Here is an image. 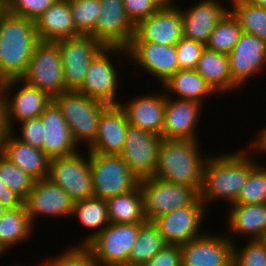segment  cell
Listing matches in <instances>:
<instances>
[{
  "label": "cell",
  "mask_w": 266,
  "mask_h": 266,
  "mask_svg": "<svg viewBox=\"0 0 266 266\" xmlns=\"http://www.w3.org/2000/svg\"><path fill=\"white\" fill-rule=\"evenodd\" d=\"M252 149L210 155L204 165L200 199L208 210L214 201L233 204L248 179L250 171L259 163L253 158ZM250 151V152H248Z\"/></svg>",
  "instance_id": "6da1fadb"
},
{
  "label": "cell",
  "mask_w": 266,
  "mask_h": 266,
  "mask_svg": "<svg viewBox=\"0 0 266 266\" xmlns=\"http://www.w3.org/2000/svg\"><path fill=\"white\" fill-rule=\"evenodd\" d=\"M35 21L0 12V83L21 79L39 42Z\"/></svg>",
  "instance_id": "7a4b0ae2"
},
{
  "label": "cell",
  "mask_w": 266,
  "mask_h": 266,
  "mask_svg": "<svg viewBox=\"0 0 266 266\" xmlns=\"http://www.w3.org/2000/svg\"><path fill=\"white\" fill-rule=\"evenodd\" d=\"M199 145V140L162 139L153 177L192 186L200 192L209 156H203Z\"/></svg>",
  "instance_id": "3957f363"
},
{
  "label": "cell",
  "mask_w": 266,
  "mask_h": 266,
  "mask_svg": "<svg viewBox=\"0 0 266 266\" xmlns=\"http://www.w3.org/2000/svg\"><path fill=\"white\" fill-rule=\"evenodd\" d=\"M53 101L70 127L75 143L81 147L83 142L88 148L96 137L100 114L108 105L76 90L56 95Z\"/></svg>",
  "instance_id": "277c9868"
},
{
  "label": "cell",
  "mask_w": 266,
  "mask_h": 266,
  "mask_svg": "<svg viewBox=\"0 0 266 266\" xmlns=\"http://www.w3.org/2000/svg\"><path fill=\"white\" fill-rule=\"evenodd\" d=\"M147 221L189 205H205L200 192L188 185L176 184L155 177L139 180Z\"/></svg>",
  "instance_id": "5b68a950"
},
{
  "label": "cell",
  "mask_w": 266,
  "mask_h": 266,
  "mask_svg": "<svg viewBox=\"0 0 266 266\" xmlns=\"http://www.w3.org/2000/svg\"><path fill=\"white\" fill-rule=\"evenodd\" d=\"M93 197L108 200L133 190L139 179L130 171L120 154L89 151Z\"/></svg>",
  "instance_id": "8992f818"
},
{
  "label": "cell",
  "mask_w": 266,
  "mask_h": 266,
  "mask_svg": "<svg viewBox=\"0 0 266 266\" xmlns=\"http://www.w3.org/2000/svg\"><path fill=\"white\" fill-rule=\"evenodd\" d=\"M117 53L120 56H126L124 58L129 60L126 49L103 47L89 64L85 80L77 91L107 105H119L117 93L121 87L119 82L122 79L119 78L118 67L115 66L117 65L116 61H112L111 58L114 54L117 56Z\"/></svg>",
  "instance_id": "52a82bcc"
},
{
  "label": "cell",
  "mask_w": 266,
  "mask_h": 266,
  "mask_svg": "<svg viewBox=\"0 0 266 266\" xmlns=\"http://www.w3.org/2000/svg\"><path fill=\"white\" fill-rule=\"evenodd\" d=\"M21 80L47 92L52 98L69 91L65 85L57 41H39L37 43Z\"/></svg>",
  "instance_id": "ba28073f"
},
{
  "label": "cell",
  "mask_w": 266,
  "mask_h": 266,
  "mask_svg": "<svg viewBox=\"0 0 266 266\" xmlns=\"http://www.w3.org/2000/svg\"><path fill=\"white\" fill-rule=\"evenodd\" d=\"M141 225L110 223L85 247L99 266H126Z\"/></svg>",
  "instance_id": "9c48e42d"
},
{
  "label": "cell",
  "mask_w": 266,
  "mask_h": 266,
  "mask_svg": "<svg viewBox=\"0 0 266 266\" xmlns=\"http://www.w3.org/2000/svg\"><path fill=\"white\" fill-rule=\"evenodd\" d=\"M85 155L78 152L50 159L48 177L61 187L73 202L93 197V180L89 150Z\"/></svg>",
  "instance_id": "30bf717a"
},
{
  "label": "cell",
  "mask_w": 266,
  "mask_h": 266,
  "mask_svg": "<svg viewBox=\"0 0 266 266\" xmlns=\"http://www.w3.org/2000/svg\"><path fill=\"white\" fill-rule=\"evenodd\" d=\"M205 231L180 245L182 266H232L234 243L223 234Z\"/></svg>",
  "instance_id": "8fae6325"
},
{
  "label": "cell",
  "mask_w": 266,
  "mask_h": 266,
  "mask_svg": "<svg viewBox=\"0 0 266 266\" xmlns=\"http://www.w3.org/2000/svg\"><path fill=\"white\" fill-rule=\"evenodd\" d=\"M161 141V135L129 124L120 155L139 180L154 176Z\"/></svg>",
  "instance_id": "7c38bea8"
},
{
  "label": "cell",
  "mask_w": 266,
  "mask_h": 266,
  "mask_svg": "<svg viewBox=\"0 0 266 266\" xmlns=\"http://www.w3.org/2000/svg\"><path fill=\"white\" fill-rule=\"evenodd\" d=\"M65 85L78 90L86 77L89 64L103 46L89 35L58 40Z\"/></svg>",
  "instance_id": "4fadbf2b"
},
{
  "label": "cell",
  "mask_w": 266,
  "mask_h": 266,
  "mask_svg": "<svg viewBox=\"0 0 266 266\" xmlns=\"http://www.w3.org/2000/svg\"><path fill=\"white\" fill-rule=\"evenodd\" d=\"M100 14L90 35L103 47L127 49L135 34V25L128 18L122 0H100Z\"/></svg>",
  "instance_id": "5bb4252c"
},
{
  "label": "cell",
  "mask_w": 266,
  "mask_h": 266,
  "mask_svg": "<svg viewBox=\"0 0 266 266\" xmlns=\"http://www.w3.org/2000/svg\"><path fill=\"white\" fill-rule=\"evenodd\" d=\"M206 213L205 205H189L159 216L152 222L167 244L182 245L205 232L201 227L205 223Z\"/></svg>",
  "instance_id": "9a60e30c"
},
{
  "label": "cell",
  "mask_w": 266,
  "mask_h": 266,
  "mask_svg": "<svg viewBox=\"0 0 266 266\" xmlns=\"http://www.w3.org/2000/svg\"><path fill=\"white\" fill-rule=\"evenodd\" d=\"M180 7L161 6L156 12L135 26L131 42H149L165 46L176 45L183 37Z\"/></svg>",
  "instance_id": "2e32d148"
},
{
  "label": "cell",
  "mask_w": 266,
  "mask_h": 266,
  "mask_svg": "<svg viewBox=\"0 0 266 266\" xmlns=\"http://www.w3.org/2000/svg\"><path fill=\"white\" fill-rule=\"evenodd\" d=\"M32 224L38 217H71L74 202L69 195L49 178L36 180L23 202ZM50 215V216H49Z\"/></svg>",
  "instance_id": "e0dca14e"
},
{
  "label": "cell",
  "mask_w": 266,
  "mask_h": 266,
  "mask_svg": "<svg viewBox=\"0 0 266 266\" xmlns=\"http://www.w3.org/2000/svg\"><path fill=\"white\" fill-rule=\"evenodd\" d=\"M17 84L22 87L19 86L15 93ZM0 85L7 100L8 123L11 130L16 127V123L39 117L53 100L47 92L28 85L21 79L9 80Z\"/></svg>",
  "instance_id": "ac0fdd59"
},
{
  "label": "cell",
  "mask_w": 266,
  "mask_h": 266,
  "mask_svg": "<svg viewBox=\"0 0 266 266\" xmlns=\"http://www.w3.org/2000/svg\"><path fill=\"white\" fill-rule=\"evenodd\" d=\"M232 80L243 86L266 67V41L242 32L240 39L228 54Z\"/></svg>",
  "instance_id": "d6986e66"
},
{
  "label": "cell",
  "mask_w": 266,
  "mask_h": 266,
  "mask_svg": "<svg viewBox=\"0 0 266 266\" xmlns=\"http://www.w3.org/2000/svg\"><path fill=\"white\" fill-rule=\"evenodd\" d=\"M128 61L141 67L162 84L179 68L175 45L165 46L149 42H130L126 49ZM144 70H143V69Z\"/></svg>",
  "instance_id": "ffe728a7"
},
{
  "label": "cell",
  "mask_w": 266,
  "mask_h": 266,
  "mask_svg": "<svg viewBox=\"0 0 266 266\" xmlns=\"http://www.w3.org/2000/svg\"><path fill=\"white\" fill-rule=\"evenodd\" d=\"M203 104L193 100L166 97L162 139L198 140Z\"/></svg>",
  "instance_id": "44dd1931"
},
{
  "label": "cell",
  "mask_w": 266,
  "mask_h": 266,
  "mask_svg": "<svg viewBox=\"0 0 266 266\" xmlns=\"http://www.w3.org/2000/svg\"><path fill=\"white\" fill-rule=\"evenodd\" d=\"M191 7L181 10L183 37L204 45L220 20L230 11L219 0H199Z\"/></svg>",
  "instance_id": "7402d4cb"
},
{
  "label": "cell",
  "mask_w": 266,
  "mask_h": 266,
  "mask_svg": "<svg viewBox=\"0 0 266 266\" xmlns=\"http://www.w3.org/2000/svg\"><path fill=\"white\" fill-rule=\"evenodd\" d=\"M40 118L42 120V150L50 159L68 156L80 150L60 108L53 100Z\"/></svg>",
  "instance_id": "603a6c76"
},
{
  "label": "cell",
  "mask_w": 266,
  "mask_h": 266,
  "mask_svg": "<svg viewBox=\"0 0 266 266\" xmlns=\"http://www.w3.org/2000/svg\"><path fill=\"white\" fill-rule=\"evenodd\" d=\"M128 127L124 110L119 105H108L100 114L94 142L85 149L101 154H120Z\"/></svg>",
  "instance_id": "cb8c5ba5"
},
{
  "label": "cell",
  "mask_w": 266,
  "mask_h": 266,
  "mask_svg": "<svg viewBox=\"0 0 266 266\" xmlns=\"http://www.w3.org/2000/svg\"><path fill=\"white\" fill-rule=\"evenodd\" d=\"M153 95L145 94L121 101L119 106L124 110L128 123L152 133L161 135L164 126L166 94L162 89Z\"/></svg>",
  "instance_id": "d4e9b609"
},
{
  "label": "cell",
  "mask_w": 266,
  "mask_h": 266,
  "mask_svg": "<svg viewBox=\"0 0 266 266\" xmlns=\"http://www.w3.org/2000/svg\"><path fill=\"white\" fill-rule=\"evenodd\" d=\"M227 214L229 225L226 236L236 243L235 236L250 237V240L266 237V203L264 204H231ZM230 229V230H229ZM230 232V233H229ZM237 234V235H236Z\"/></svg>",
  "instance_id": "484cf974"
},
{
  "label": "cell",
  "mask_w": 266,
  "mask_h": 266,
  "mask_svg": "<svg viewBox=\"0 0 266 266\" xmlns=\"http://www.w3.org/2000/svg\"><path fill=\"white\" fill-rule=\"evenodd\" d=\"M0 153L35 180L48 177L50 158L43 150L17 139L13 133L2 141Z\"/></svg>",
  "instance_id": "4316f807"
},
{
  "label": "cell",
  "mask_w": 266,
  "mask_h": 266,
  "mask_svg": "<svg viewBox=\"0 0 266 266\" xmlns=\"http://www.w3.org/2000/svg\"><path fill=\"white\" fill-rule=\"evenodd\" d=\"M34 21L40 41L56 42L80 35L73 24L69 0H56Z\"/></svg>",
  "instance_id": "83f0119b"
},
{
  "label": "cell",
  "mask_w": 266,
  "mask_h": 266,
  "mask_svg": "<svg viewBox=\"0 0 266 266\" xmlns=\"http://www.w3.org/2000/svg\"><path fill=\"white\" fill-rule=\"evenodd\" d=\"M161 87L166 97L193 100L203 105L206 98L217 93L195 69L178 70L161 84Z\"/></svg>",
  "instance_id": "f1b7e54d"
},
{
  "label": "cell",
  "mask_w": 266,
  "mask_h": 266,
  "mask_svg": "<svg viewBox=\"0 0 266 266\" xmlns=\"http://www.w3.org/2000/svg\"><path fill=\"white\" fill-rule=\"evenodd\" d=\"M195 70L211 85L218 95L239 89V86L232 80L227 54L205 48L201 53Z\"/></svg>",
  "instance_id": "f546056e"
},
{
  "label": "cell",
  "mask_w": 266,
  "mask_h": 266,
  "mask_svg": "<svg viewBox=\"0 0 266 266\" xmlns=\"http://www.w3.org/2000/svg\"><path fill=\"white\" fill-rule=\"evenodd\" d=\"M34 227L24 204L3 213L0 216V250L3 254L32 238Z\"/></svg>",
  "instance_id": "4dcf8cb0"
},
{
  "label": "cell",
  "mask_w": 266,
  "mask_h": 266,
  "mask_svg": "<svg viewBox=\"0 0 266 266\" xmlns=\"http://www.w3.org/2000/svg\"><path fill=\"white\" fill-rule=\"evenodd\" d=\"M110 223H145L143 194L139 184L130 192L106 200Z\"/></svg>",
  "instance_id": "1f68e13d"
},
{
  "label": "cell",
  "mask_w": 266,
  "mask_h": 266,
  "mask_svg": "<svg viewBox=\"0 0 266 266\" xmlns=\"http://www.w3.org/2000/svg\"><path fill=\"white\" fill-rule=\"evenodd\" d=\"M72 216L78 219L83 227L85 226L88 229L95 230L91 234H88L85 237L86 239L82 240L81 244H73L72 246H86L110 224L107 202L97 197L74 202Z\"/></svg>",
  "instance_id": "d6a6232c"
},
{
  "label": "cell",
  "mask_w": 266,
  "mask_h": 266,
  "mask_svg": "<svg viewBox=\"0 0 266 266\" xmlns=\"http://www.w3.org/2000/svg\"><path fill=\"white\" fill-rule=\"evenodd\" d=\"M167 245L157 226L152 221H146L140 226L126 266H143Z\"/></svg>",
  "instance_id": "836d02e7"
},
{
  "label": "cell",
  "mask_w": 266,
  "mask_h": 266,
  "mask_svg": "<svg viewBox=\"0 0 266 266\" xmlns=\"http://www.w3.org/2000/svg\"><path fill=\"white\" fill-rule=\"evenodd\" d=\"M230 12L239 21L243 32L266 41V8L245 0H229Z\"/></svg>",
  "instance_id": "e575fe53"
},
{
  "label": "cell",
  "mask_w": 266,
  "mask_h": 266,
  "mask_svg": "<svg viewBox=\"0 0 266 266\" xmlns=\"http://www.w3.org/2000/svg\"><path fill=\"white\" fill-rule=\"evenodd\" d=\"M242 32L239 21L229 11L210 34L205 48L228 55L240 39Z\"/></svg>",
  "instance_id": "d590c367"
},
{
  "label": "cell",
  "mask_w": 266,
  "mask_h": 266,
  "mask_svg": "<svg viewBox=\"0 0 266 266\" xmlns=\"http://www.w3.org/2000/svg\"><path fill=\"white\" fill-rule=\"evenodd\" d=\"M73 24L80 35H91L100 14V0H69Z\"/></svg>",
  "instance_id": "8d00e7d4"
},
{
  "label": "cell",
  "mask_w": 266,
  "mask_h": 266,
  "mask_svg": "<svg viewBox=\"0 0 266 266\" xmlns=\"http://www.w3.org/2000/svg\"><path fill=\"white\" fill-rule=\"evenodd\" d=\"M258 163L249 173L248 179L241 188L233 204L266 203V165Z\"/></svg>",
  "instance_id": "74e56055"
},
{
  "label": "cell",
  "mask_w": 266,
  "mask_h": 266,
  "mask_svg": "<svg viewBox=\"0 0 266 266\" xmlns=\"http://www.w3.org/2000/svg\"><path fill=\"white\" fill-rule=\"evenodd\" d=\"M0 179L7 188L17 193L23 200L33 189L35 179L10 162L0 153Z\"/></svg>",
  "instance_id": "f35d334b"
},
{
  "label": "cell",
  "mask_w": 266,
  "mask_h": 266,
  "mask_svg": "<svg viewBox=\"0 0 266 266\" xmlns=\"http://www.w3.org/2000/svg\"><path fill=\"white\" fill-rule=\"evenodd\" d=\"M246 241L244 247L234 243L233 265L234 266H266V240L254 239ZM242 248V249H240Z\"/></svg>",
  "instance_id": "ab89813d"
},
{
  "label": "cell",
  "mask_w": 266,
  "mask_h": 266,
  "mask_svg": "<svg viewBox=\"0 0 266 266\" xmlns=\"http://www.w3.org/2000/svg\"><path fill=\"white\" fill-rule=\"evenodd\" d=\"M63 250L54 258L44 259V263L47 266H99L85 246H71Z\"/></svg>",
  "instance_id": "60d3db41"
},
{
  "label": "cell",
  "mask_w": 266,
  "mask_h": 266,
  "mask_svg": "<svg viewBox=\"0 0 266 266\" xmlns=\"http://www.w3.org/2000/svg\"><path fill=\"white\" fill-rule=\"evenodd\" d=\"M56 0H3V8L11 14L35 20Z\"/></svg>",
  "instance_id": "b9f144b4"
},
{
  "label": "cell",
  "mask_w": 266,
  "mask_h": 266,
  "mask_svg": "<svg viewBox=\"0 0 266 266\" xmlns=\"http://www.w3.org/2000/svg\"><path fill=\"white\" fill-rule=\"evenodd\" d=\"M175 47L180 70L195 69L201 53L205 49L203 43L184 37L180 39Z\"/></svg>",
  "instance_id": "7bdbcfd3"
},
{
  "label": "cell",
  "mask_w": 266,
  "mask_h": 266,
  "mask_svg": "<svg viewBox=\"0 0 266 266\" xmlns=\"http://www.w3.org/2000/svg\"><path fill=\"white\" fill-rule=\"evenodd\" d=\"M18 124L19 126L17 125V127H20L19 132H21L19 137L17 136L19 133L16 130V128H13L11 130V133H13L17 139L31 145L34 148L42 150L43 137H42V120L40 116L24 120Z\"/></svg>",
  "instance_id": "ee69618b"
},
{
  "label": "cell",
  "mask_w": 266,
  "mask_h": 266,
  "mask_svg": "<svg viewBox=\"0 0 266 266\" xmlns=\"http://www.w3.org/2000/svg\"><path fill=\"white\" fill-rule=\"evenodd\" d=\"M125 12L131 22L136 26L156 12L161 5L155 0H122Z\"/></svg>",
  "instance_id": "f6af8a7d"
},
{
  "label": "cell",
  "mask_w": 266,
  "mask_h": 266,
  "mask_svg": "<svg viewBox=\"0 0 266 266\" xmlns=\"http://www.w3.org/2000/svg\"><path fill=\"white\" fill-rule=\"evenodd\" d=\"M181 261L180 245L168 244L143 266H182Z\"/></svg>",
  "instance_id": "bcb514c9"
},
{
  "label": "cell",
  "mask_w": 266,
  "mask_h": 266,
  "mask_svg": "<svg viewBox=\"0 0 266 266\" xmlns=\"http://www.w3.org/2000/svg\"><path fill=\"white\" fill-rule=\"evenodd\" d=\"M0 202L8 209H16L23 205L24 200L17 193L7 188L0 179Z\"/></svg>",
  "instance_id": "7dc6e473"
},
{
  "label": "cell",
  "mask_w": 266,
  "mask_h": 266,
  "mask_svg": "<svg viewBox=\"0 0 266 266\" xmlns=\"http://www.w3.org/2000/svg\"><path fill=\"white\" fill-rule=\"evenodd\" d=\"M10 133L11 129L8 123L7 100L5 92L0 85V145Z\"/></svg>",
  "instance_id": "c3c4849f"
},
{
  "label": "cell",
  "mask_w": 266,
  "mask_h": 266,
  "mask_svg": "<svg viewBox=\"0 0 266 266\" xmlns=\"http://www.w3.org/2000/svg\"><path fill=\"white\" fill-rule=\"evenodd\" d=\"M260 130H262L260 131L261 133L257 134L258 137L255 138L254 141L252 139L249 147L253 148V151L256 150L258 153H264L266 152V128H262Z\"/></svg>",
  "instance_id": "681fc988"
},
{
  "label": "cell",
  "mask_w": 266,
  "mask_h": 266,
  "mask_svg": "<svg viewBox=\"0 0 266 266\" xmlns=\"http://www.w3.org/2000/svg\"><path fill=\"white\" fill-rule=\"evenodd\" d=\"M250 4L266 8V0H245Z\"/></svg>",
  "instance_id": "f907efd6"
},
{
  "label": "cell",
  "mask_w": 266,
  "mask_h": 266,
  "mask_svg": "<svg viewBox=\"0 0 266 266\" xmlns=\"http://www.w3.org/2000/svg\"><path fill=\"white\" fill-rule=\"evenodd\" d=\"M155 1H157L161 6H173L176 4L174 0H155Z\"/></svg>",
  "instance_id": "816d5d0a"
},
{
  "label": "cell",
  "mask_w": 266,
  "mask_h": 266,
  "mask_svg": "<svg viewBox=\"0 0 266 266\" xmlns=\"http://www.w3.org/2000/svg\"><path fill=\"white\" fill-rule=\"evenodd\" d=\"M8 210L7 207H5L1 202H0V216L5 213Z\"/></svg>",
  "instance_id": "f5cc1de1"
},
{
  "label": "cell",
  "mask_w": 266,
  "mask_h": 266,
  "mask_svg": "<svg viewBox=\"0 0 266 266\" xmlns=\"http://www.w3.org/2000/svg\"><path fill=\"white\" fill-rule=\"evenodd\" d=\"M3 9V0H0V12L2 11Z\"/></svg>",
  "instance_id": "db71d44e"
},
{
  "label": "cell",
  "mask_w": 266,
  "mask_h": 266,
  "mask_svg": "<svg viewBox=\"0 0 266 266\" xmlns=\"http://www.w3.org/2000/svg\"><path fill=\"white\" fill-rule=\"evenodd\" d=\"M43 263H41V265L40 264H38V266H47L45 263H44V261H42Z\"/></svg>",
  "instance_id": "11a10c76"
}]
</instances>
